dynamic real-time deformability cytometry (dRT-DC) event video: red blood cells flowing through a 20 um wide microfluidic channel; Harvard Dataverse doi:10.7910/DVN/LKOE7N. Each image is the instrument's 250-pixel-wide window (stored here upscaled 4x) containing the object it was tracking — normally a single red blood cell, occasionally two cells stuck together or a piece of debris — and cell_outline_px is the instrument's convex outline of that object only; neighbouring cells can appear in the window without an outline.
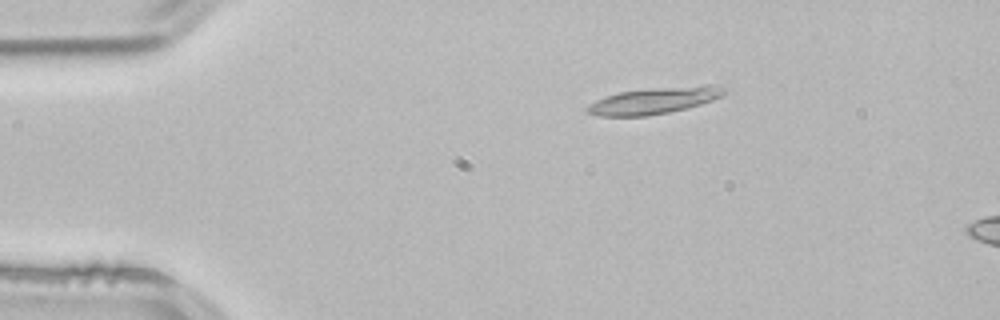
{"species": "common noctule bat (a hibernating species)", "species_latin": "Nyctalus noctula", "temperature_condition": "room temperature", "stored_images_in_passage": 3, "camera_frame_rate_fps": 3000, "um_per_image_px": 0.085, "animal": {"sex": "male", "body_mass_g": 21.5, "forearm_length_mm": 52.0}, "frame": {"image": 1, "passage_image": 2, "time_ms": 0.333, "image_size_px": [1000, 320], "cell_outline_px": [[724, 92], [720, 96], [712, 100], [688, 108], [648, 116], [596, 116], [584, 112], [584, 108], [588, 104], [596, 100], [620, 92], [652, 88], [704, 84], [716, 84], [724, 88]], "centroid_in_image_um": [55.57, 8.55], "position_along_channel_um": 29.4, "area_um2": 21.27}}